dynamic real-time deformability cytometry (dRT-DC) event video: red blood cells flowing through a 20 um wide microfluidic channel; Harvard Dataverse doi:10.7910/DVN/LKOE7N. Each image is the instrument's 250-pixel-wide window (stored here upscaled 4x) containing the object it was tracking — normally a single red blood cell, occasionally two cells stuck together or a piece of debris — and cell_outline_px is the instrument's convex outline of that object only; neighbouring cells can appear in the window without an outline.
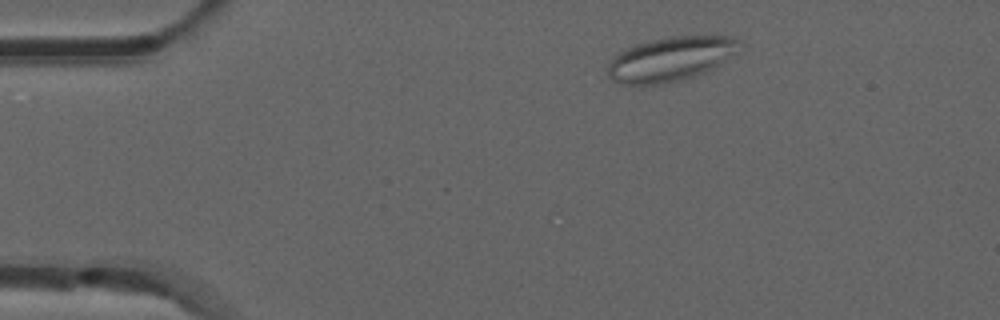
{"species": "common noctule bat (a hibernating species)", "species_latin": "Nyctalus noctula", "temperature_condition": "room temperature", "stored_images_in_passage": 21, "segment_of_instrument_passage": [1, 2], "camera_frame_rate_fps": 3000, "um_per_image_px": 0.085, "animal": {"sex": "male", "forearm_length_mm": 52.5}, "frame": {"image": 1, "passage_image": 4, "time_ms": 1.0, "image_size_px": [1000, 320], "cell_outline_px": [[740, 40], [736, 52], [712, 68], [704, 72], [680, 80], [660, 84], [624, 84], [612, 80], [608, 76], [608, 64], [612, 56], [624, 48], [636, 44], [668, 36], [732, 36]], "centroid_in_image_um": [56.94, 5.0], "position_along_channel_um": 28.1, "area_um2": 33.7}}